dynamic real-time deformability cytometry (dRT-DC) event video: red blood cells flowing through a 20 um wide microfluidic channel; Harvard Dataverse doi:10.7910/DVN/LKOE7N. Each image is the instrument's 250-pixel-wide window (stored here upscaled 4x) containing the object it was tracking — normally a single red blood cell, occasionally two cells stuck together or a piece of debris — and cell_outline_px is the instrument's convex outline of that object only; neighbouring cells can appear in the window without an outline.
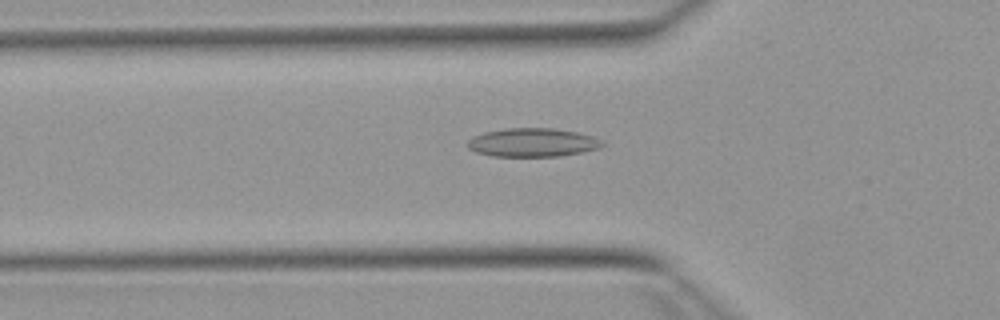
{"species": "Egyptian fruit bat (a non-hibernating species)", "species_latin": "Rousettus aegyptiacus", "temperature_condition": "warm", "stored_images_in_passage": 31, "camera_frame_rate_fps": 3000, "um_per_image_px": 0.085, "animal": {"sex": "female"}, "frame": {"image": 1, "passage_image": 2, "time_ms": 0.333, "image_size_px": [1000, 320], "cell_outline_px": [[604, 144], [600, 148], [560, 156], [492, 156], [476, 152], [468, 148], [468, 140], [472, 136], [484, 132], [508, 128], [552, 128], [576, 132], [592, 136], [600, 140]], "centroid_in_image_um": [45.24, 12.11], "position_along_channel_um": 80.6, "area_um2": 22.31}}
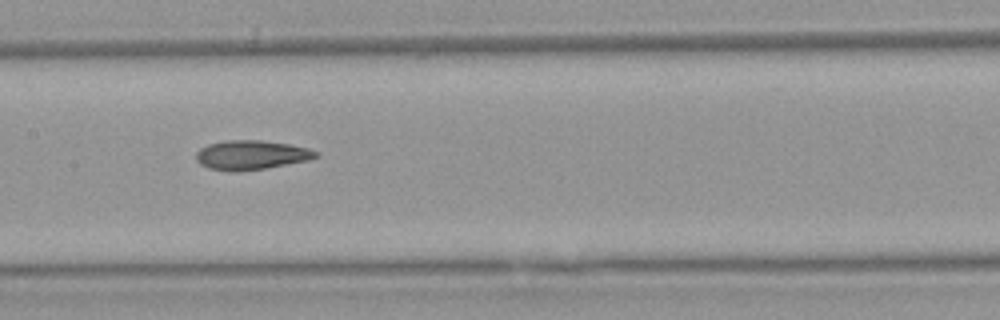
{"frame": {"image": 2, "passage_image": 10, "time_ms": 3.0, "image_size_px": [1000, 320], "cell_outline_px": [[320, 156], [308, 160], [264, 168], [232, 172], [208, 168], [200, 164], [196, 160], [196, 152], [200, 148], [208, 144], [224, 140], [260, 140], [288, 144], [308, 148], [320, 152]], "centroid_in_image_um": [21.34, 13.17], "position_along_channel_um": 186.1, "area_um2": 20.46}}
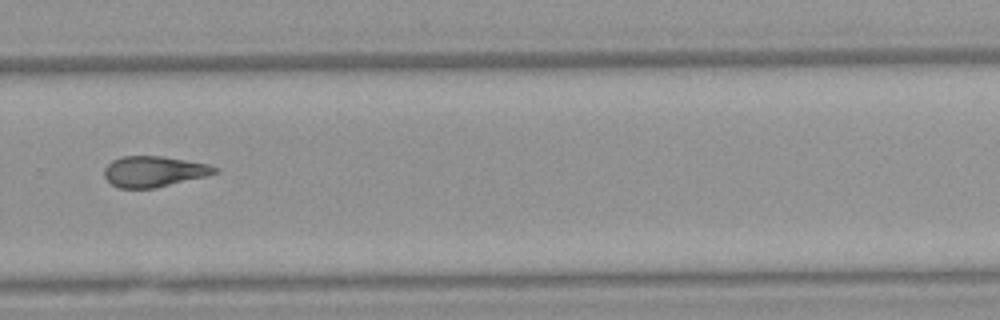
{"frame": {"image": 3, "passage_image": 20, "time_ms": 6.333, "image_size_px": [1000, 320], "cell_outline_px": [[220, 172], [156, 188], [116, 188], [104, 176], [104, 168], [112, 160], [120, 156], [164, 156], [208, 164], [220, 168]], "centroid_in_image_um": [13.08, 14.57], "position_along_channel_um": 316.7, "area_um2": 19.88}, "authors_computed_cell_mechanics": {"area_um2": 20.3456, "velocity_mm_per_s": 3.9258, "shape_relaxation_time_tau1_ms": null, "shape_relaxation_time_tau2_ms": 3.6678, "deformation_change_tau1": null, "deformation_change_tau2": 0.1252}}